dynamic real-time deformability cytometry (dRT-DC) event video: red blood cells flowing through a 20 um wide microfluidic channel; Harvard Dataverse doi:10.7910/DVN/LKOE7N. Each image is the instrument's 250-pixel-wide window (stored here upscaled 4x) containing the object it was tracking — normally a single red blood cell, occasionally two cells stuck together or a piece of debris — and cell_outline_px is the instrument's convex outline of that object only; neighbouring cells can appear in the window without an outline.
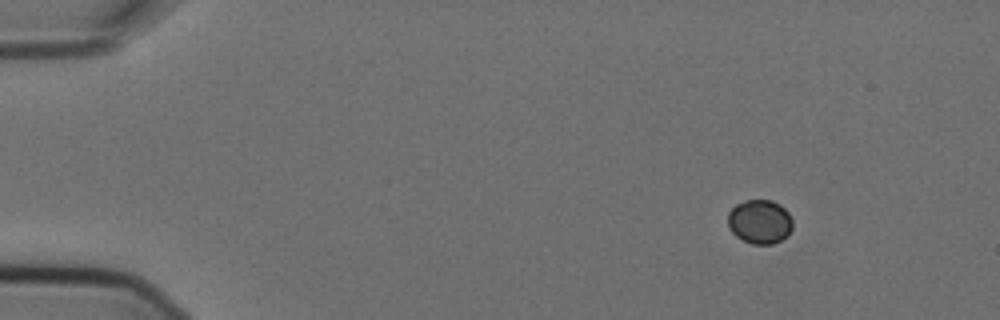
{"species": "Egyptian fruit bat (a non-hibernating species)", "species_latin": "Rousettus aegyptiacus", "temperature_condition": "cold", "stored_images_in_passage": 5, "camera_frame_rate_fps": 3000, "um_per_image_px": 0.085, "animal": {"sex": "female"}, "frame": {"image": 1, "passage_image": 1, "time_ms": 0.0, "image_size_px": [1000, 320], "cell_outline_px": [[792, 228], [788, 236], [772, 244], [752, 244], [736, 236], [728, 228], [728, 212], [736, 204], [744, 200], [772, 200], [780, 204], [788, 212], [792, 220]], "centroid_in_image_um": [64.58, 18.84], "position_along_channel_um": 20.4, "area_um2": 16.76}}
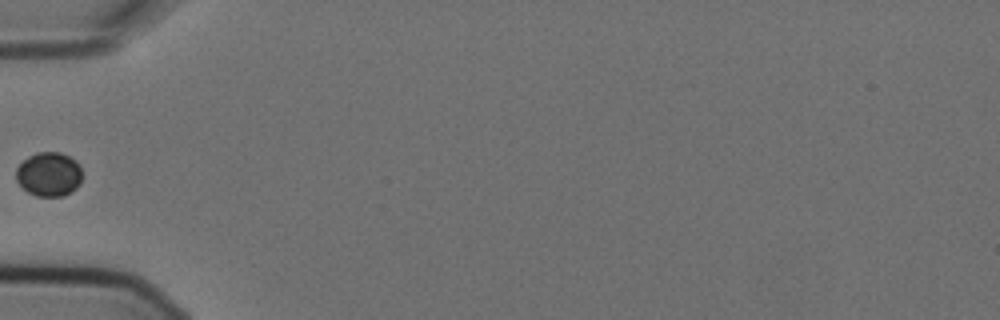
{"frame": {"image": 2, "passage_image": 4, "time_ms": 1.0, "image_size_px": [1000, 320], "cell_outline_px": [[80, 184], [72, 192], [64, 196], [36, 196], [28, 192], [16, 180], [16, 168], [28, 156], [36, 152], [60, 152], [76, 160], [80, 168]], "centroid_in_image_um": [4.15, 14.81], "position_along_channel_um": 80.8, "area_um2": 16.99}}
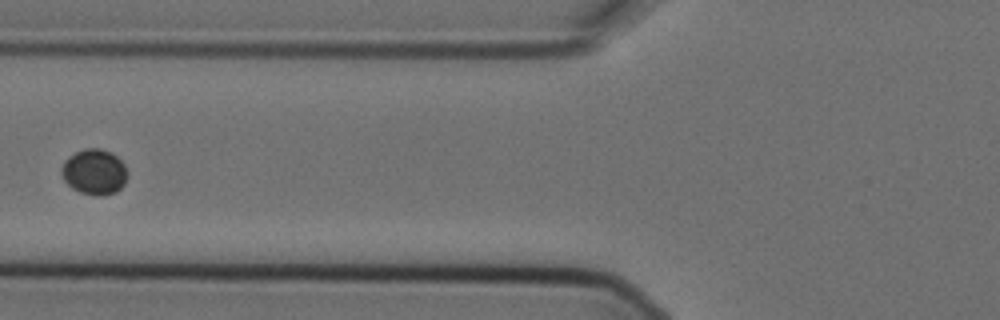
{"frame": {"image": 3, "passage_image": 5, "time_ms": 1.333, "image_size_px": [1000, 320], "cell_outline_px": [[124, 184], [116, 192], [104, 196], [100, 196], [80, 192], [72, 188], [64, 180], [60, 172], [60, 168], [64, 160], [68, 156], [84, 148], [100, 148], [112, 152], [124, 164]], "centroid_in_image_um": [7.96, 14.6], "position_along_channel_um": 117.8, "area_um2": 17.4}}